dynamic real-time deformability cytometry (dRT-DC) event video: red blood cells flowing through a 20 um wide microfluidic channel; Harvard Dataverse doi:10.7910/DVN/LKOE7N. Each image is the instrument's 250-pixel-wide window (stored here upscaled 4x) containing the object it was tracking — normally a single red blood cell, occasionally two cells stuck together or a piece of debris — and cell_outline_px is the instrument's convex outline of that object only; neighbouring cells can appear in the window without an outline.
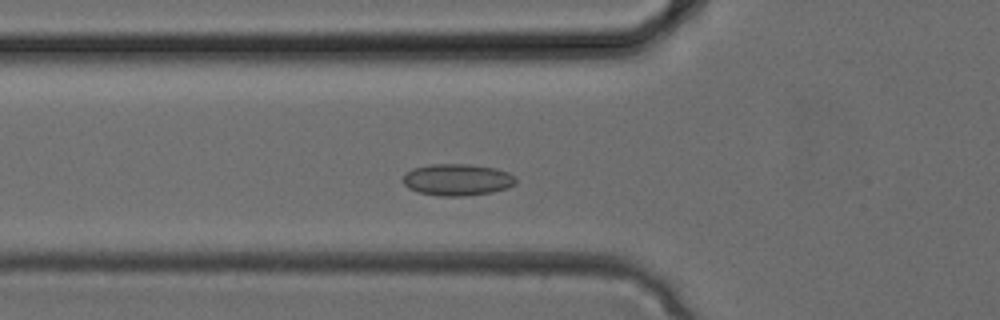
{"species": "common noctule bat (a hibernating species)", "species_latin": "Nyctalus noctula", "temperature_condition": "cold", "stored_images_in_passage": 28, "camera_frame_rate_fps": 3000, "um_per_image_px": 0.085, "animal": {"sex": "female", "body_mass_g": 24.6, "forearm_length_mm": 56.2}, "frame": {"image": 1, "passage_image": 6, "time_ms": 1.667, "image_size_px": [1000, 320], "cell_outline_px": [[516, 184], [508, 188], [492, 192], [464, 196], [440, 196], [420, 192], [408, 188], [404, 184], [404, 176], [412, 168], [432, 164], [472, 164], [496, 168], [508, 172], [516, 176]], "centroid_in_image_um": [38.92, 15.27], "position_along_channel_um": 86.9, "area_um2": 20.92}}
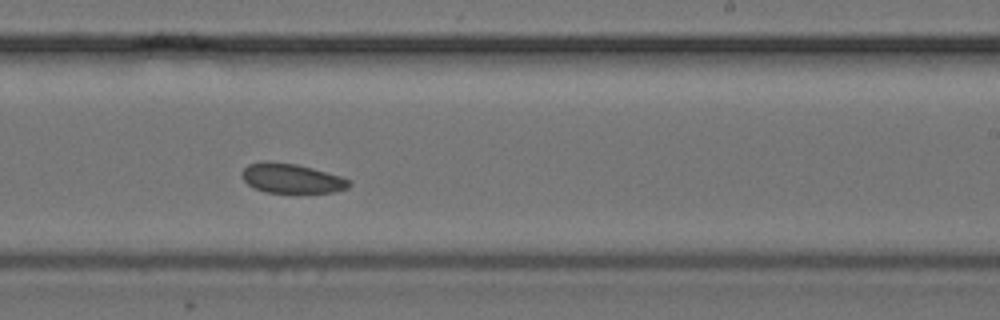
{"frame": {"image": 2, "passage_image": 15, "time_ms": 4.667, "image_size_px": [1000, 320], "cell_outline_px": [[352, 184], [348, 188], [332, 192], [264, 192], [248, 184], [240, 176], [240, 172], [248, 164], [264, 160], [296, 164], [312, 168], [340, 176], [352, 180]], "centroid_in_image_um": [24.76, 15.15], "position_along_channel_um": 264.2, "area_um2": 18.5}}
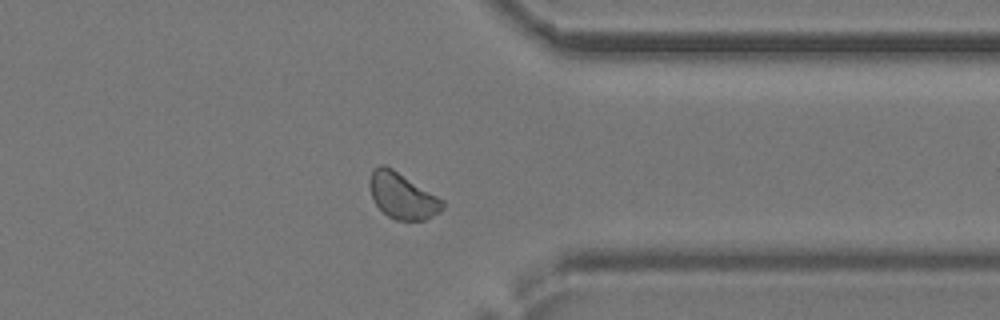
{"frame": {"image": 3, "passage_image": 21, "time_ms": 6.667, "image_size_px": [1000, 320], "cell_outline_px": [[444, 208], [440, 212], [424, 220], [396, 220], [388, 216], [376, 204], [372, 196], [368, 184], [368, 180], [372, 168], [380, 164], [384, 164], [392, 168], [444, 200]], "centroid_in_image_um": [34.18, 16.62], "position_along_channel_um": 377.2, "area_um2": 19.54}}